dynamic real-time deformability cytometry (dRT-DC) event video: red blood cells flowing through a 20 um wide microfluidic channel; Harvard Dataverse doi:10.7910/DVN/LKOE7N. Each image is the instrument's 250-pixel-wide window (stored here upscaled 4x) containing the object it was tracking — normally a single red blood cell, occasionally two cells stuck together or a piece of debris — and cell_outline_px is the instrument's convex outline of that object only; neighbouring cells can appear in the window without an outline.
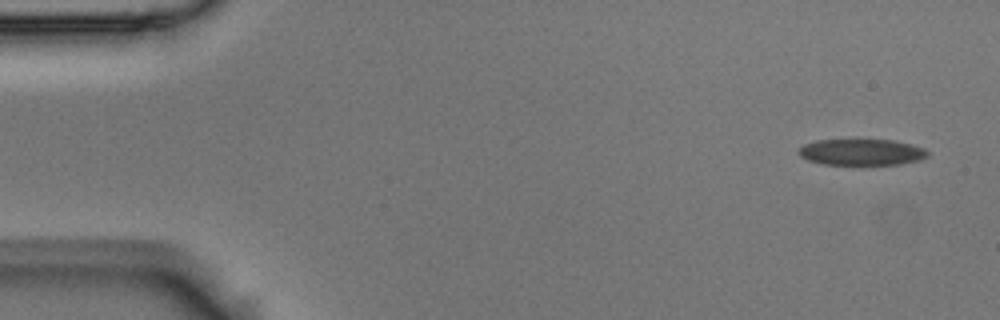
{"species": "Egyptian fruit bat (a non-hibernating species)", "species_latin": "Rousettus aegyptiacus", "temperature_condition": "room temperature", "stored_images_in_passage": 13, "camera_frame_rate_fps": 3000, "um_per_image_px": 0.085, "animal": {"sex": "male"}, "frame": {"image": 1, "passage_image": 1, "time_ms": 0.0, "image_size_px": [1000, 320], "cell_outline_px": [[928, 156], [920, 160], [900, 164], [824, 164], [808, 160], [800, 156], [796, 152], [804, 144], [816, 140], [896, 140], [912, 144], [924, 148], [928, 152]], "centroid_in_image_um": [73.24, 12.92], "position_along_channel_um": 11.8, "area_um2": 19.71}}
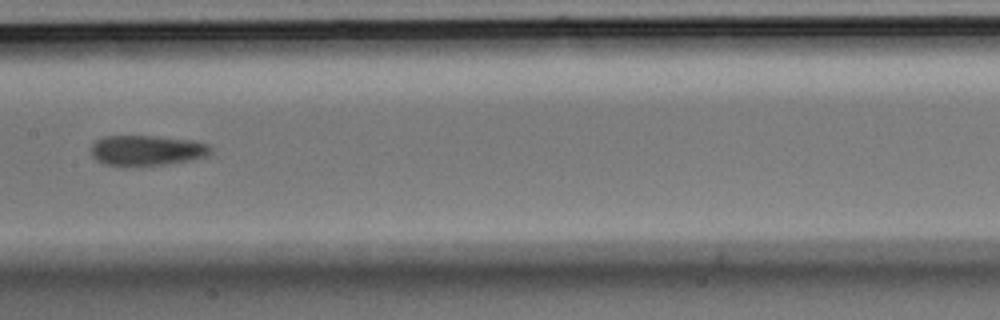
{"frame": {"image": 2, "passage_image": 7, "time_ms": 2.0, "image_size_px": [1000, 320], "cell_outline_px": [[212, 152], [208, 156], [192, 160], [136, 168], [104, 164], [96, 160], [92, 156], [92, 144], [96, 140], [104, 136], [156, 136], [192, 140], [208, 144], [212, 148]], "centroid_in_image_um": [12.49, 12.81], "position_along_channel_um": 194.9, "area_um2": 21.68}}
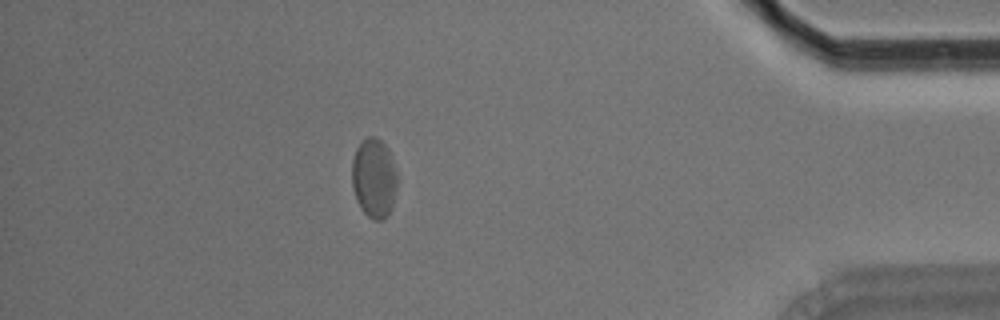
{"frame": {"image": 3, "passage_image": 13, "time_ms": 4.0, "image_size_px": [1000, 320], "cell_outline_px": [[396, 188], [392, 208], [388, 216], [384, 220], [372, 220], [360, 208], [356, 200], [352, 184], [352, 160], [356, 148], [368, 136], [376, 136], [388, 148], [396, 172]], "centroid_in_image_um": [31.78, 15.17], "position_along_channel_um": 403.4, "area_um2": 21.04}}